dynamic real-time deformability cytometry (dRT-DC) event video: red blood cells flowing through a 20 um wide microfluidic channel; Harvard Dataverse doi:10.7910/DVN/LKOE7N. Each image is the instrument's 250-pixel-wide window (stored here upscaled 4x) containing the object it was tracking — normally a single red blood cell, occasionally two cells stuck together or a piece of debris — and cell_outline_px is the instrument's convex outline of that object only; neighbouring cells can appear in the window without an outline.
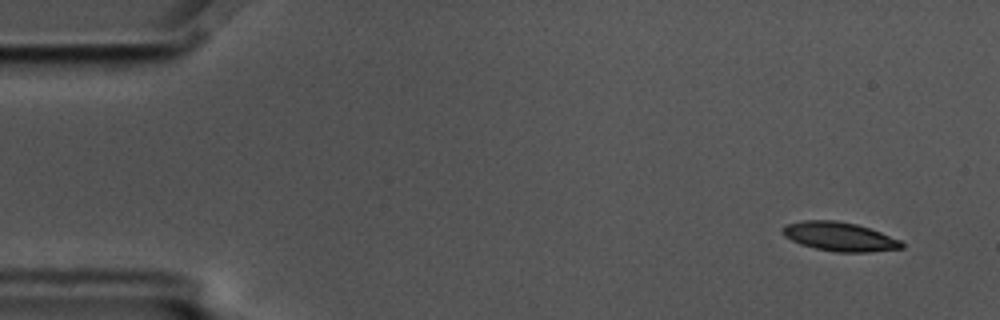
{"species": "common noctule bat (a hibernating species)", "species_latin": "Nyctalus noctula", "temperature_condition": "cold", "stored_images_in_passage": 10, "camera_frame_rate_fps": 3000, "um_per_image_px": 0.085, "animal": {"sex": "male", "body_mass_g": 17.5, "forearm_length_mm": 52.3}, "frame": {"image": 1, "passage_image": 1, "time_ms": 0.0, "image_size_px": [1000, 320], "cell_outline_px": [[904, 248], [868, 252], [836, 252], [816, 248], [800, 244], [784, 236], [780, 232], [780, 228], [788, 224], [804, 220], [836, 220], [856, 224], [880, 232], [900, 240], [904, 244]], "centroid_in_image_um": [71.34, 20.11], "position_along_channel_um": 13.7, "area_um2": 20.06}}
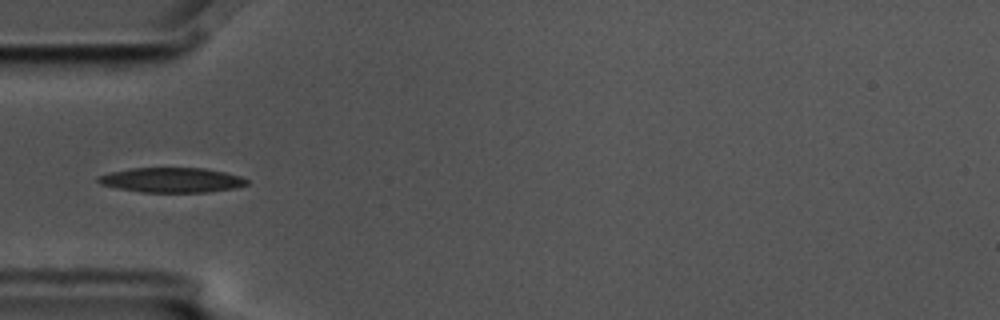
{"frame": {"image": 2, "passage_image": 5, "time_ms": 1.333, "image_size_px": [1000, 320], "cell_outline_px": [[248, 184], [236, 188], [208, 192], [144, 192], [120, 188], [100, 184], [96, 180], [96, 176], [108, 172], [128, 168], [204, 168], [224, 172], [240, 176], [248, 180]], "centroid_in_image_um": [14.58, 15.29], "position_along_channel_um": 70.4, "area_um2": 21.56}}